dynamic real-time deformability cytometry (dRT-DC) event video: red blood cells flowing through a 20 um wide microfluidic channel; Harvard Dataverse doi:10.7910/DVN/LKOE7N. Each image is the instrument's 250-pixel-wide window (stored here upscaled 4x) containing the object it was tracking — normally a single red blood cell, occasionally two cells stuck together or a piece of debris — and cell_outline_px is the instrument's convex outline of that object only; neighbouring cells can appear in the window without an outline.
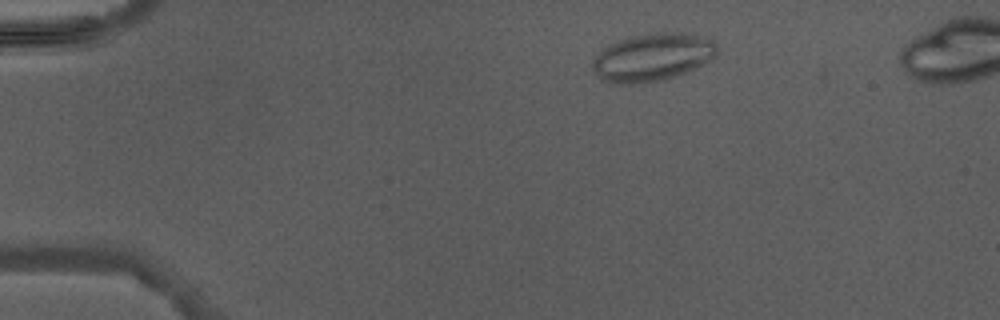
{"species": "Egyptian fruit bat (a non-hibernating species)", "species_latin": "Rousettus aegyptiacus", "temperature_condition": "warm", "stored_images_in_passage": 5, "camera_frame_rate_fps": 3000, "um_per_image_px": 0.085, "animal": {"sex": "male"}, "frame": {"image": 1, "passage_image": 2, "time_ms": 1.0, "image_size_px": [1000, 320], "cell_outline_px": [[716, 52], [708, 60], [676, 76], [664, 80], [644, 84], [612, 84], [600, 80], [592, 68], [592, 60], [604, 48], [628, 36], [656, 32], [680, 32], [712, 40], [716, 44]], "centroid_in_image_um": [55.37, 4.89], "position_along_channel_um": 29.6, "area_um2": 34.45}}